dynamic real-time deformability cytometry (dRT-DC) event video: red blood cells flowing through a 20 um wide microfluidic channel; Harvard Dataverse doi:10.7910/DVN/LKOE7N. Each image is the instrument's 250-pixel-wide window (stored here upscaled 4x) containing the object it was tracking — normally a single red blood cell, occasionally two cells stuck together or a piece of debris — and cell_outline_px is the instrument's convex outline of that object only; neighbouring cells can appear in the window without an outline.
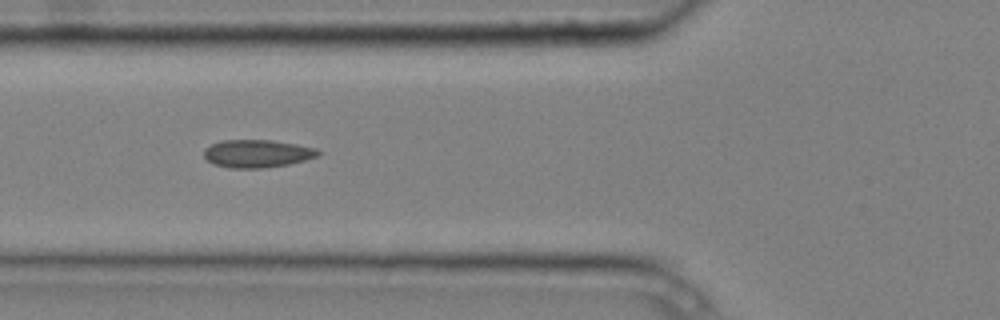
{"species": "common noctule bat (a hibernating species)", "species_latin": "Nyctalus noctula", "temperature_condition": "cold", "stored_images_in_passage": 8, "camera_frame_rate_fps": 3000, "um_per_image_px": 0.085, "animal": {"sex": "male", "body_mass_g": 20.4}, "frame": {"image": 1, "passage_image": 5, "time_ms": 1.333, "image_size_px": [1000, 320], "cell_outline_px": [[324, 152], [316, 156], [304, 160], [288, 164], [264, 168], [228, 168], [212, 164], [204, 156], [204, 148], [212, 144], [224, 140], [272, 140], [296, 144], [316, 148]], "centroid_in_image_um": [21.86, 13.05], "position_along_channel_um": 103.9, "area_um2": 18.55}}
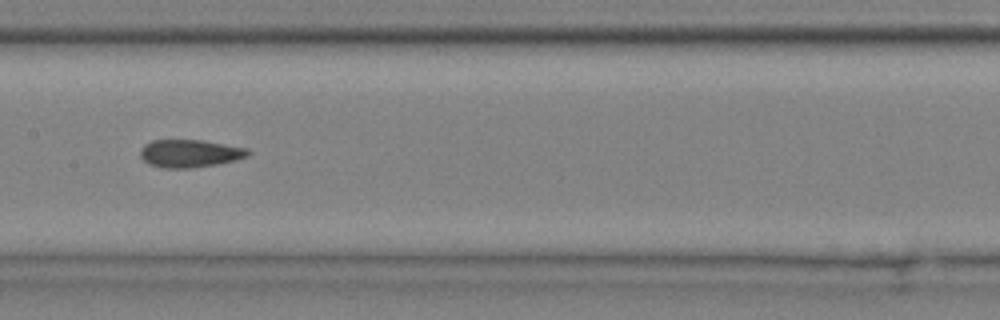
{"frame": {"image": 2, "passage_image": 7, "time_ms": 2.0, "image_size_px": [1000, 320], "cell_outline_px": [[252, 152], [248, 156], [236, 160], [216, 164], [192, 168], [164, 168], [148, 164], [140, 156], [140, 148], [144, 144], [152, 140], [204, 140], [248, 148]], "centroid_in_image_um": [16.14, 13.03], "position_along_channel_um": 191.3, "area_um2": 17.63}}
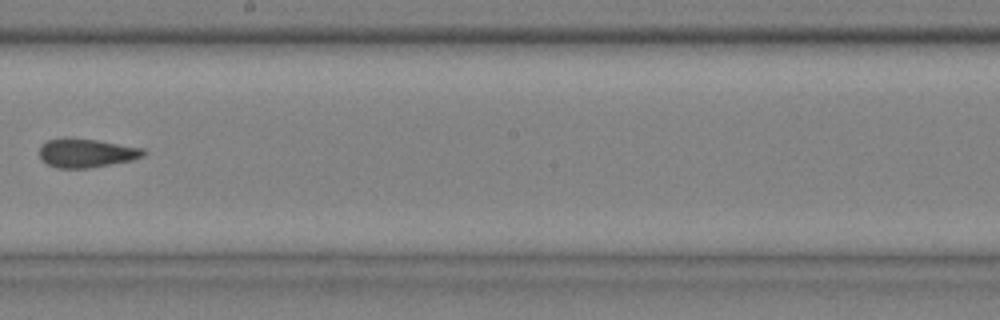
{"frame": {"image": 3, "passage_image": 8, "time_ms": 2.333, "image_size_px": [1000, 320], "cell_outline_px": [[148, 152], [144, 156], [132, 160], [88, 168], [56, 168], [40, 160], [40, 148], [48, 140], [64, 136], [68, 136], [96, 140], [144, 148]], "centroid_in_image_um": [7.34, 12.99], "position_along_channel_um": 240.9, "area_um2": 17.69}}